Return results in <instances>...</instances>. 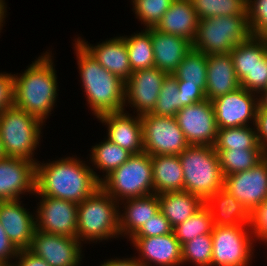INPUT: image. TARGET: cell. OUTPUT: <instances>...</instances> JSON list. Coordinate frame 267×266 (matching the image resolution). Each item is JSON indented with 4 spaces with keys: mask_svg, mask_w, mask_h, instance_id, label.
<instances>
[{
    "mask_svg": "<svg viewBox=\"0 0 267 266\" xmlns=\"http://www.w3.org/2000/svg\"><path fill=\"white\" fill-rule=\"evenodd\" d=\"M6 155L4 153L3 147H2V140L0 137V159L4 158Z\"/></svg>",
    "mask_w": 267,
    "mask_h": 266,
    "instance_id": "53",
    "label": "cell"
},
{
    "mask_svg": "<svg viewBox=\"0 0 267 266\" xmlns=\"http://www.w3.org/2000/svg\"><path fill=\"white\" fill-rule=\"evenodd\" d=\"M262 246H264V247H265L264 249H265V251H266V249H267V247H266V246H267V244H265V245H263V244H262ZM266 257H267V255H266Z\"/></svg>",
    "mask_w": 267,
    "mask_h": 266,
    "instance_id": "55",
    "label": "cell"
},
{
    "mask_svg": "<svg viewBox=\"0 0 267 266\" xmlns=\"http://www.w3.org/2000/svg\"><path fill=\"white\" fill-rule=\"evenodd\" d=\"M177 84H191L200 87L204 92L207 80V55L192 48L172 74Z\"/></svg>",
    "mask_w": 267,
    "mask_h": 266,
    "instance_id": "33",
    "label": "cell"
},
{
    "mask_svg": "<svg viewBox=\"0 0 267 266\" xmlns=\"http://www.w3.org/2000/svg\"><path fill=\"white\" fill-rule=\"evenodd\" d=\"M247 16L251 34L267 38V0H248Z\"/></svg>",
    "mask_w": 267,
    "mask_h": 266,
    "instance_id": "40",
    "label": "cell"
},
{
    "mask_svg": "<svg viewBox=\"0 0 267 266\" xmlns=\"http://www.w3.org/2000/svg\"><path fill=\"white\" fill-rule=\"evenodd\" d=\"M50 49L25 66L23 72L13 73L14 106L36 116L44 124L57 107L60 91L54 63L56 56Z\"/></svg>",
    "mask_w": 267,
    "mask_h": 266,
    "instance_id": "2",
    "label": "cell"
},
{
    "mask_svg": "<svg viewBox=\"0 0 267 266\" xmlns=\"http://www.w3.org/2000/svg\"><path fill=\"white\" fill-rule=\"evenodd\" d=\"M212 243V233H210L182 244V266H211Z\"/></svg>",
    "mask_w": 267,
    "mask_h": 266,
    "instance_id": "38",
    "label": "cell"
},
{
    "mask_svg": "<svg viewBox=\"0 0 267 266\" xmlns=\"http://www.w3.org/2000/svg\"><path fill=\"white\" fill-rule=\"evenodd\" d=\"M103 137L101 142L93 143L95 145L91 146L90 153L87 154L88 157L86 158L100 183L133 155L128 150L111 142L105 136Z\"/></svg>",
    "mask_w": 267,
    "mask_h": 266,
    "instance_id": "28",
    "label": "cell"
},
{
    "mask_svg": "<svg viewBox=\"0 0 267 266\" xmlns=\"http://www.w3.org/2000/svg\"><path fill=\"white\" fill-rule=\"evenodd\" d=\"M154 51V67L173 74L185 55L192 49V42L180 36L165 34L150 28Z\"/></svg>",
    "mask_w": 267,
    "mask_h": 266,
    "instance_id": "23",
    "label": "cell"
},
{
    "mask_svg": "<svg viewBox=\"0 0 267 266\" xmlns=\"http://www.w3.org/2000/svg\"><path fill=\"white\" fill-rule=\"evenodd\" d=\"M178 88L182 96V108L199 103L206 99L205 92L196 85L178 84Z\"/></svg>",
    "mask_w": 267,
    "mask_h": 266,
    "instance_id": "44",
    "label": "cell"
},
{
    "mask_svg": "<svg viewBox=\"0 0 267 266\" xmlns=\"http://www.w3.org/2000/svg\"><path fill=\"white\" fill-rule=\"evenodd\" d=\"M184 176V191L204 201L224 188L218 154L210 145H189L179 155Z\"/></svg>",
    "mask_w": 267,
    "mask_h": 266,
    "instance_id": "6",
    "label": "cell"
},
{
    "mask_svg": "<svg viewBox=\"0 0 267 266\" xmlns=\"http://www.w3.org/2000/svg\"><path fill=\"white\" fill-rule=\"evenodd\" d=\"M257 109H267V88H265L258 94Z\"/></svg>",
    "mask_w": 267,
    "mask_h": 266,
    "instance_id": "51",
    "label": "cell"
},
{
    "mask_svg": "<svg viewBox=\"0 0 267 266\" xmlns=\"http://www.w3.org/2000/svg\"><path fill=\"white\" fill-rule=\"evenodd\" d=\"M0 266H17L15 261L11 262H0Z\"/></svg>",
    "mask_w": 267,
    "mask_h": 266,
    "instance_id": "52",
    "label": "cell"
},
{
    "mask_svg": "<svg viewBox=\"0 0 267 266\" xmlns=\"http://www.w3.org/2000/svg\"><path fill=\"white\" fill-rule=\"evenodd\" d=\"M36 163L5 156L0 159V201L33 197L35 194Z\"/></svg>",
    "mask_w": 267,
    "mask_h": 266,
    "instance_id": "17",
    "label": "cell"
},
{
    "mask_svg": "<svg viewBox=\"0 0 267 266\" xmlns=\"http://www.w3.org/2000/svg\"><path fill=\"white\" fill-rule=\"evenodd\" d=\"M264 156H265V159L267 160V147L264 149Z\"/></svg>",
    "mask_w": 267,
    "mask_h": 266,
    "instance_id": "54",
    "label": "cell"
},
{
    "mask_svg": "<svg viewBox=\"0 0 267 266\" xmlns=\"http://www.w3.org/2000/svg\"><path fill=\"white\" fill-rule=\"evenodd\" d=\"M44 125L47 124L15 106L2 111L0 137L5 155L37 162L36 153L42 145Z\"/></svg>",
    "mask_w": 267,
    "mask_h": 266,
    "instance_id": "5",
    "label": "cell"
},
{
    "mask_svg": "<svg viewBox=\"0 0 267 266\" xmlns=\"http://www.w3.org/2000/svg\"><path fill=\"white\" fill-rule=\"evenodd\" d=\"M167 75L156 67L132 72L125 82L124 111H133L131 114L140 116L151 113L159 97L162 82Z\"/></svg>",
    "mask_w": 267,
    "mask_h": 266,
    "instance_id": "12",
    "label": "cell"
},
{
    "mask_svg": "<svg viewBox=\"0 0 267 266\" xmlns=\"http://www.w3.org/2000/svg\"><path fill=\"white\" fill-rule=\"evenodd\" d=\"M239 87L230 53L207 55L206 99L211 101Z\"/></svg>",
    "mask_w": 267,
    "mask_h": 266,
    "instance_id": "24",
    "label": "cell"
},
{
    "mask_svg": "<svg viewBox=\"0 0 267 266\" xmlns=\"http://www.w3.org/2000/svg\"><path fill=\"white\" fill-rule=\"evenodd\" d=\"M144 152L150 156L179 155L188 146L175 117L141 115Z\"/></svg>",
    "mask_w": 267,
    "mask_h": 266,
    "instance_id": "10",
    "label": "cell"
},
{
    "mask_svg": "<svg viewBox=\"0 0 267 266\" xmlns=\"http://www.w3.org/2000/svg\"><path fill=\"white\" fill-rule=\"evenodd\" d=\"M14 106V77L12 72L0 71V113Z\"/></svg>",
    "mask_w": 267,
    "mask_h": 266,
    "instance_id": "43",
    "label": "cell"
},
{
    "mask_svg": "<svg viewBox=\"0 0 267 266\" xmlns=\"http://www.w3.org/2000/svg\"><path fill=\"white\" fill-rule=\"evenodd\" d=\"M85 247L77 238L35 230L28 250L50 266H82Z\"/></svg>",
    "mask_w": 267,
    "mask_h": 266,
    "instance_id": "13",
    "label": "cell"
},
{
    "mask_svg": "<svg viewBox=\"0 0 267 266\" xmlns=\"http://www.w3.org/2000/svg\"><path fill=\"white\" fill-rule=\"evenodd\" d=\"M267 53V38L251 35L230 52L240 87L253 92V69Z\"/></svg>",
    "mask_w": 267,
    "mask_h": 266,
    "instance_id": "25",
    "label": "cell"
},
{
    "mask_svg": "<svg viewBox=\"0 0 267 266\" xmlns=\"http://www.w3.org/2000/svg\"><path fill=\"white\" fill-rule=\"evenodd\" d=\"M198 21L191 0H173L155 29L165 34L183 37L192 42Z\"/></svg>",
    "mask_w": 267,
    "mask_h": 266,
    "instance_id": "26",
    "label": "cell"
},
{
    "mask_svg": "<svg viewBox=\"0 0 267 266\" xmlns=\"http://www.w3.org/2000/svg\"><path fill=\"white\" fill-rule=\"evenodd\" d=\"M32 208L31 211L22 199L0 201V224L18 249H28L31 245L36 230L35 208Z\"/></svg>",
    "mask_w": 267,
    "mask_h": 266,
    "instance_id": "20",
    "label": "cell"
},
{
    "mask_svg": "<svg viewBox=\"0 0 267 266\" xmlns=\"http://www.w3.org/2000/svg\"><path fill=\"white\" fill-rule=\"evenodd\" d=\"M250 229L260 247L267 244V199L250 213Z\"/></svg>",
    "mask_w": 267,
    "mask_h": 266,
    "instance_id": "41",
    "label": "cell"
},
{
    "mask_svg": "<svg viewBox=\"0 0 267 266\" xmlns=\"http://www.w3.org/2000/svg\"><path fill=\"white\" fill-rule=\"evenodd\" d=\"M72 41L80 87L93 119L124 111L125 82L100 65L75 39Z\"/></svg>",
    "mask_w": 267,
    "mask_h": 266,
    "instance_id": "3",
    "label": "cell"
},
{
    "mask_svg": "<svg viewBox=\"0 0 267 266\" xmlns=\"http://www.w3.org/2000/svg\"><path fill=\"white\" fill-rule=\"evenodd\" d=\"M182 109V96L180 94L177 79L167 75L162 82L159 97L151 114L164 117H175Z\"/></svg>",
    "mask_w": 267,
    "mask_h": 266,
    "instance_id": "37",
    "label": "cell"
},
{
    "mask_svg": "<svg viewBox=\"0 0 267 266\" xmlns=\"http://www.w3.org/2000/svg\"><path fill=\"white\" fill-rule=\"evenodd\" d=\"M224 189L251 213L267 199V160L224 177Z\"/></svg>",
    "mask_w": 267,
    "mask_h": 266,
    "instance_id": "16",
    "label": "cell"
},
{
    "mask_svg": "<svg viewBox=\"0 0 267 266\" xmlns=\"http://www.w3.org/2000/svg\"><path fill=\"white\" fill-rule=\"evenodd\" d=\"M213 226L210 210L204 205L193 216L174 227L173 232L182 245L200 235L212 233Z\"/></svg>",
    "mask_w": 267,
    "mask_h": 266,
    "instance_id": "36",
    "label": "cell"
},
{
    "mask_svg": "<svg viewBox=\"0 0 267 266\" xmlns=\"http://www.w3.org/2000/svg\"><path fill=\"white\" fill-rule=\"evenodd\" d=\"M19 249L10 241L0 224V262L14 261Z\"/></svg>",
    "mask_w": 267,
    "mask_h": 266,
    "instance_id": "46",
    "label": "cell"
},
{
    "mask_svg": "<svg viewBox=\"0 0 267 266\" xmlns=\"http://www.w3.org/2000/svg\"><path fill=\"white\" fill-rule=\"evenodd\" d=\"M77 217V239L84 246L121 239L119 203L102 187L78 204Z\"/></svg>",
    "mask_w": 267,
    "mask_h": 266,
    "instance_id": "4",
    "label": "cell"
},
{
    "mask_svg": "<svg viewBox=\"0 0 267 266\" xmlns=\"http://www.w3.org/2000/svg\"><path fill=\"white\" fill-rule=\"evenodd\" d=\"M34 197L37 199L34 207L36 230L77 238V203L48 196Z\"/></svg>",
    "mask_w": 267,
    "mask_h": 266,
    "instance_id": "11",
    "label": "cell"
},
{
    "mask_svg": "<svg viewBox=\"0 0 267 266\" xmlns=\"http://www.w3.org/2000/svg\"><path fill=\"white\" fill-rule=\"evenodd\" d=\"M155 194L183 191L184 176L178 155L151 156Z\"/></svg>",
    "mask_w": 267,
    "mask_h": 266,
    "instance_id": "30",
    "label": "cell"
},
{
    "mask_svg": "<svg viewBox=\"0 0 267 266\" xmlns=\"http://www.w3.org/2000/svg\"><path fill=\"white\" fill-rule=\"evenodd\" d=\"M215 150L263 149L257 139L256 126L218 128Z\"/></svg>",
    "mask_w": 267,
    "mask_h": 266,
    "instance_id": "32",
    "label": "cell"
},
{
    "mask_svg": "<svg viewBox=\"0 0 267 266\" xmlns=\"http://www.w3.org/2000/svg\"><path fill=\"white\" fill-rule=\"evenodd\" d=\"M267 88V53L253 69V93L259 94Z\"/></svg>",
    "mask_w": 267,
    "mask_h": 266,
    "instance_id": "45",
    "label": "cell"
},
{
    "mask_svg": "<svg viewBox=\"0 0 267 266\" xmlns=\"http://www.w3.org/2000/svg\"><path fill=\"white\" fill-rule=\"evenodd\" d=\"M77 36V37H76ZM74 39L106 70L126 82L132 70L126 48L125 38L121 34L91 44L83 35ZM102 41V42H101Z\"/></svg>",
    "mask_w": 267,
    "mask_h": 266,
    "instance_id": "19",
    "label": "cell"
},
{
    "mask_svg": "<svg viewBox=\"0 0 267 266\" xmlns=\"http://www.w3.org/2000/svg\"><path fill=\"white\" fill-rule=\"evenodd\" d=\"M101 187L118 203L154 194L151 156L133 154L101 182Z\"/></svg>",
    "mask_w": 267,
    "mask_h": 266,
    "instance_id": "8",
    "label": "cell"
},
{
    "mask_svg": "<svg viewBox=\"0 0 267 266\" xmlns=\"http://www.w3.org/2000/svg\"><path fill=\"white\" fill-rule=\"evenodd\" d=\"M173 232L170 222L161 211L145 223L131 238H146L167 235Z\"/></svg>",
    "mask_w": 267,
    "mask_h": 266,
    "instance_id": "42",
    "label": "cell"
},
{
    "mask_svg": "<svg viewBox=\"0 0 267 266\" xmlns=\"http://www.w3.org/2000/svg\"><path fill=\"white\" fill-rule=\"evenodd\" d=\"M97 121L105 126L106 138L132 154L144 152L141 116L130 112L107 113Z\"/></svg>",
    "mask_w": 267,
    "mask_h": 266,
    "instance_id": "21",
    "label": "cell"
},
{
    "mask_svg": "<svg viewBox=\"0 0 267 266\" xmlns=\"http://www.w3.org/2000/svg\"><path fill=\"white\" fill-rule=\"evenodd\" d=\"M130 241V242H129ZM134 257L143 266H182V248L174 232L146 238H130Z\"/></svg>",
    "mask_w": 267,
    "mask_h": 266,
    "instance_id": "18",
    "label": "cell"
},
{
    "mask_svg": "<svg viewBox=\"0 0 267 266\" xmlns=\"http://www.w3.org/2000/svg\"><path fill=\"white\" fill-rule=\"evenodd\" d=\"M215 151L218 154L219 164L224 177L246 171L256 166L265 158L264 149Z\"/></svg>",
    "mask_w": 267,
    "mask_h": 266,
    "instance_id": "34",
    "label": "cell"
},
{
    "mask_svg": "<svg viewBox=\"0 0 267 266\" xmlns=\"http://www.w3.org/2000/svg\"><path fill=\"white\" fill-rule=\"evenodd\" d=\"M211 266H252L257 246L250 225L213 226Z\"/></svg>",
    "mask_w": 267,
    "mask_h": 266,
    "instance_id": "9",
    "label": "cell"
},
{
    "mask_svg": "<svg viewBox=\"0 0 267 266\" xmlns=\"http://www.w3.org/2000/svg\"><path fill=\"white\" fill-rule=\"evenodd\" d=\"M79 157L69 153V156H57L58 159L55 157L46 162L39 159L33 196L54 197L77 204L91 196L101 187V183L95 177L88 159Z\"/></svg>",
    "mask_w": 267,
    "mask_h": 266,
    "instance_id": "1",
    "label": "cell"
},
{
    "mask_svg": "<svg viewBox=\"0 0 267 266\" xmlns=\"http://www.w3.org/2000/svg\"><path fill=\"white\" fill-rule=\"evenodd\" d=\"M175 118L189 145L215 144L218 126L210 100L185 106Z\"/></svg>",
    "mask_w": 267,
    "mask_h": 266,
    "instance_id": "15",
    "label": "cell"
},
{
    "mask_svg": "<svg viewBox=\"0 0 267 266\" xmlns=\"http://www.w3.org/2000/svg\"><path fill=\"white\" fill-rule=\"evenodd\" d=\"M218 128L256 124L258 95L239 87L211 100Z\"/></svg>",
    "mask_w": 267,
    "mask_h": 266,
    "instance_id": "14",
    "label": "cell"
},
{
    "mask_svg": "<svg viewBox=\"0 0 267 266\" xmlns=\"http://www.w3.org/2000/svg\"><path fill=\"white\" fill-rule=\"evenodd\" d=\"M125 256H113L112 258L108 259H103V261L99 262V266H143L141 263L137 261V259L134 256L129 257L126 255ZM98 266V264H97Z\"/></svg>",
    "mask_w": 267,
    "mask_h": 266,
    "instance_id": "49",
    "label": "cell"
},
{
    "mask_svg": "<svg viewBox=\"0 0 267 266\" xmlns=\"http://www.w3.org/2000/svg\"><path fill=\"white\" fill-rule=\"evenodd\" d=\"M173 0H132L135 19L140 22L142 29L155 28L164 13L170 8Z\"/></svg>",
    "mask_w": 267,
    "mask_h": 266,
    "instance_id": "39",
    "label": "cell"
},
{
    "mask_svg": "<svg viewBox=\"0 0 267 266\" xmlns=\"http://www.w3.org/2000/svg\"><path fill=\"white\" fill-rule=\"evenodd\" d=\"M257 139L263 149L267 147V109H257Z\"/></svg>",
    "mask_w": 267,
    "mask_h": 266,
    "instance_id": "48",
    "label": "cell"
},
{
    "mask_svg": "<svg viewBox=\"0 0 267 266\" xmlns=\"http://www.w3.org/2000/svg\"><path fill=\"white\" fill-rule=\"evenodd\" d=\"M160 211L172 228L183 223L204 206V200L187 191H174L158 194Z\"/></svg>",
    "mask_w": 267,
    "mask_h": 266,
    "instance_id": "29",
    "label": "cell"
},
{
    "mask_svg": "<svg viewBox=\"0 0 267 266\" xmlns=\"http://www.w3.org/2000/svg\"><path fill=\"white\" fill-rule=\"evenodd\" d=\"M204 205L210 210L214 226L250 225V212L224 188L209 196Z\"/></svg>",
    "mask_w": 267,
    "mask_h": 266,
    "instance_id": "27",
    "label": "cell"
},
{
    "mask_svg": "<svg viewBox=\"0 0 267 266\" xmlns=\"http://www.w3.org/2000/svg\"><path fill=\"white\" fill-rule=\"evenodd\" d=\"M7 4L8 3L5 0H0V35L2 34L1 32L4 28V25L7 24L5 23L7 21L6 19L8 18L7 13H9L7 9L10 10Z\"/></svg>",
    "mask_w": 267,
    "mask_h": 266,
    "instance_id": "50",
    "label": "cell"
},
{
    "mask_svg": "<svg viewBox=\"0 0 267 266\" xmlns=\"http://www.w3.org/2000/svg\"><path fill=\"white\" fill-rule=\"evenodd\" d=\"M198 19L247 14L246 0H191Z\"/></svg>",
    "mask_w": 267,
    "mask_h": 266,
    "instance_id": "35",
    "label": "cell"
},
{
    "mask_svg": "<svg viewBox=\"0 0 267 266\" xmlns=\"http://www.w3.org/2000/svg\"><path fill=\"white\" fill-rule=\"evenodd\" d=\"M14 261L17 266H50L43 258L34 255L28 249H19Z\"/></svg>",
    "mask_w": 267,
    "mask_h": 266,
    "instance_id": "47",
    "label": "cell"
},
{
    "mask_svg": "<svg viewBox=\"0 0 267 266\" xmlns=\"http://www.w3.org/2000/svg\"><path fill=\"white\" fill-rule=\"evenodd\" d=\"M125 38L132 72L154 67V51L150 28H140L132 34H121Z\"/></svg>",
    "mask_w": 267,
    "mask_h": 266,
    "instance_id": "31",
    "label": "cell"
},
{
    "mask_svg": "<svg viewBox=\"0 0 267 266\" xmlns=\"http://www.w3.org/2000/svg\"><path fill=\"white\" fill-rule=\"evenodd\" d=\"M247 14L217 16L198 21L192 48L209 54H227L251 36Z\"/></svg>",
    "mask_w": 267,
    "mask_h": 266,
    "instance_id": "7",
    "label": "cell"
},
{
    "mask_svg": "<svg viewBox=\"0 0 267 266\" xmlns=\"http://www.w3.org/2000/svg\"><path fill=\"white\" fill-rule=\"evenodd\" d=\"M160 211L158 194L127 199L119 203V232L128 241Z\"/></svg>",
    "mask_w": 267,
    "mask_h": 266,
    "instance_id": "22",
    "label": "cell"
}]
</instances>
